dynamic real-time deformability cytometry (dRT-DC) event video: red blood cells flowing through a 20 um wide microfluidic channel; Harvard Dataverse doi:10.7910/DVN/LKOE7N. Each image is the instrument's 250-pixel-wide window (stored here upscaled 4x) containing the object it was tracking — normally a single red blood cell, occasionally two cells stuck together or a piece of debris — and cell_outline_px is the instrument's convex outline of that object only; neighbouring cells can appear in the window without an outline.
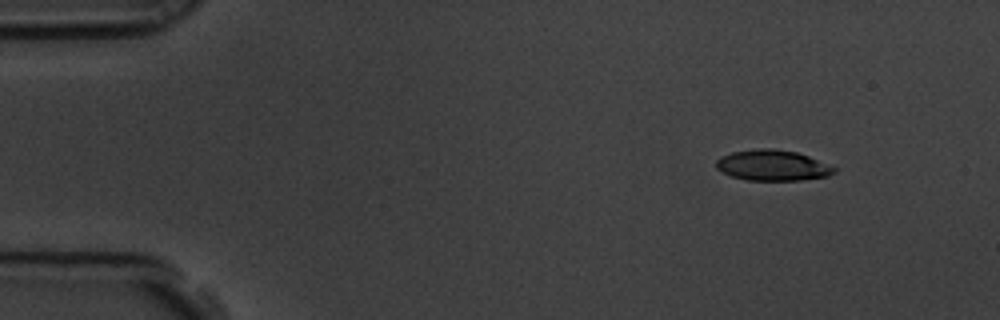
{"species": "common noctule bat (a hibernating species)", "species_latin": "Nyctalus noctula", "temperature_condition": "room temperature", "stored_images_in_passage": 5, "camera_frame_rate_fps": 3000, "um_per_image_px": 0.085, "animal": {"sex": "male", "body_mass_g": 19.5, "forearm_length_mm": 54.6}, "frame": {"image": 1, "passage_image": 1, "time_ms": 0.0, "image_size_px": [1000, 320], "cell_outline_px": [[836, 172], [828, 176], [800, 180], [748, 180], [732, 176], [716, 168], [716, 160], [720, 156], [732, 152], [760, 148], [772, 148], [796, 152], [808, 156], [836, 168]], "centroid_in_image_um": [65.65, 14.05], "position_along_channel_um": 19.3, "area_um2": 20.92}}
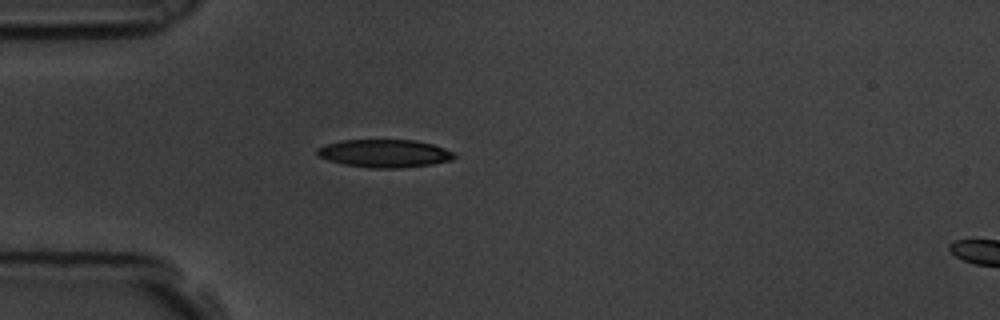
{"frame": {"image": 2, "passage_image": 4, "time_ms": 1.0, "image_size_px": [1000, 320], "cell_outline_px": [[456, 156], [452, 160], [432, 164], [400, 168], [372, 168], [344, 164], [328, 160], [320, 156], [316, 152], [316, 148], [324, 144], [340, 140], [416, 140], [432, 144], [444, 148], [452, 152]], "centroid_in_image_um": [32.67, 13.03], "position_along_channel_um": 52.3, "area_um2": 22.31}}